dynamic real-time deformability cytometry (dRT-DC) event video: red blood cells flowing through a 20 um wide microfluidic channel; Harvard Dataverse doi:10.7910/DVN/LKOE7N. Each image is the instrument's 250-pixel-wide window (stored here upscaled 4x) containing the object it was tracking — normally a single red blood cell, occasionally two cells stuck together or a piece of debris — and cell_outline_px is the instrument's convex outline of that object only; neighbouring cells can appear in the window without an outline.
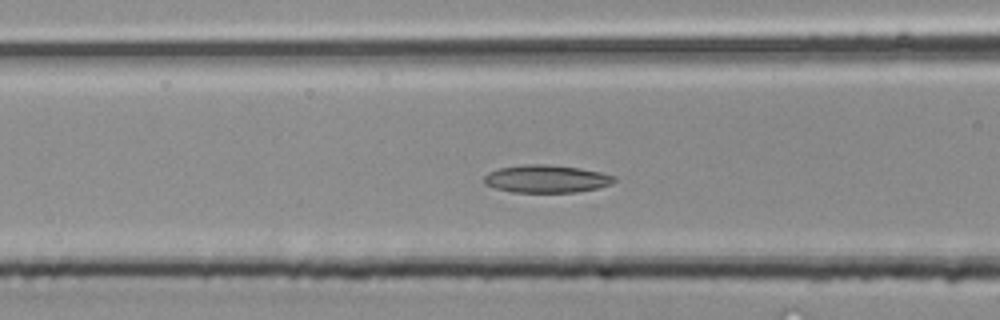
{"species": "common noctule bat (a hibernating species)", "species_latin": "Nyctalus noctula", "temperature_condition": "room temperature", "stored_images_in_passage": 36, "camera_frame_rate_fps": 3000, "um_per_image_px": 0.085, "animal": {"sex": "male", "body_mass_g": 20.4}, "frame": {"image": 1, "passage_image": 13, "time_ms": 4.0, "image_size_px": [1000, 320], "cell_outline_px": [[616, 180], [612, 184], [596, 188], [576, 192], [512, 192], [496, 188], [484, 184], [484, 176], [488, 172], [500, 168], [524, 164], [548, 164], [580, 168], [600, 172], [616, 176]], "centroid_in_image_um": [46.45, 15.19], "position_along_channel_um": 120.2, "area_um2": 21.04}}
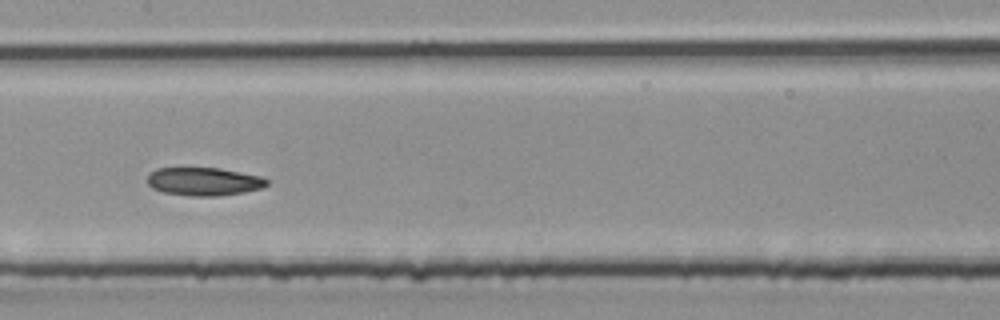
{"frame": {"image": 2, "passage_image": 17, "time_ms": 5.333, "image_size_px": [1000, 320], "cell_outline_px": [[268, 184], [264, 188], [244, 192], [220, 196], [192, 196], [164, 192], [152, 188], [148, 184], [148, 176], [156, 168], [220, 168], [260, 176], [268, 180]], "centroid_in_image_um": [17.36, 15.43], "position_along_channel_um": 190.0, "area_um2": 19.59}}
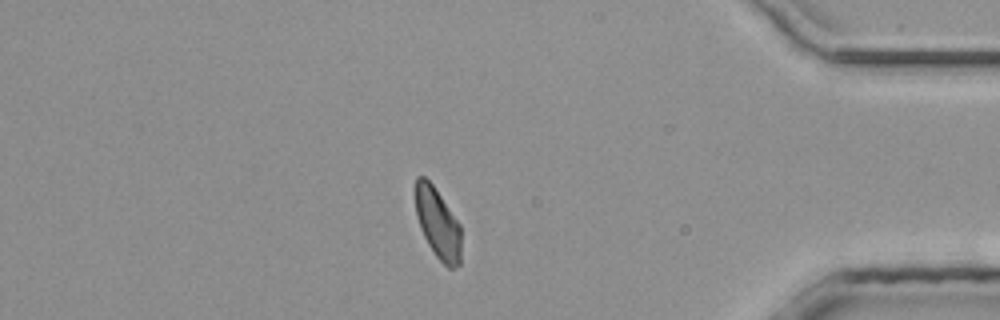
{"frame": {"image": 3, "passage_image": 31, "time_ms": 10.0, "image_size_px": [1000, 320], "cell_outline_px": [[460, 264], [452, 268], [448, 268], [436, 256], [428, 244], [420, 228], [416, 216], [412, 188], [416, 176], [424, 176], [432, 184], [460, 224]], "centroid_in_image_um": [37.15, 18.92], "position_along_channel_um": 398.1, "area_um2": 19.07}}